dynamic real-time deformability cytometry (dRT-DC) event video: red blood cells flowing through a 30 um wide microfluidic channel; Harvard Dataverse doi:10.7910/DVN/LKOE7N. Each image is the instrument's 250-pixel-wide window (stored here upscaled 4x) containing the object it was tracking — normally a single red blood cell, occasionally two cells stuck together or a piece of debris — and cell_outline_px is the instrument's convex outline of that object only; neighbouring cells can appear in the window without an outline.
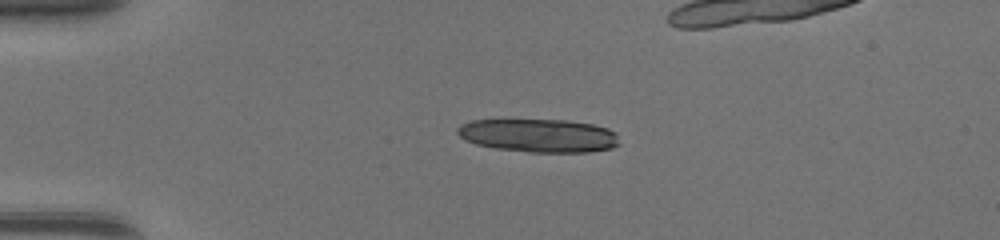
{"species": "common noctule bat (a hibernating species)", "species_latin": "Nyctalus noctula", "temperature_condition": "warm", "stored_images_in_passage": 14, "camera_frame_rate_fps": 3000, "um_per_image_px": 0.085, "animal": {"sex": "female", "body_mass_g": 17.0, "forearm_length_mm": 48.0}, "frame": {"image": 1, "passage_image": 1, "time_ms": 0.0, "image_size_px": [1000, 240], "cell_outline_px": [[620, 144], [612, 148], [588, 152], [528, 152], [496, 148], [476, 144], [464, 140], [456, 132], [456, 128], [460, 124], [472, 120], [564, 120], [592, 124], [608, 128], [616, 132]], "centroid_in_image_um": [45.79, 11.52], "position_along_channel_um": 39.2, "area_um2": 31.56}}